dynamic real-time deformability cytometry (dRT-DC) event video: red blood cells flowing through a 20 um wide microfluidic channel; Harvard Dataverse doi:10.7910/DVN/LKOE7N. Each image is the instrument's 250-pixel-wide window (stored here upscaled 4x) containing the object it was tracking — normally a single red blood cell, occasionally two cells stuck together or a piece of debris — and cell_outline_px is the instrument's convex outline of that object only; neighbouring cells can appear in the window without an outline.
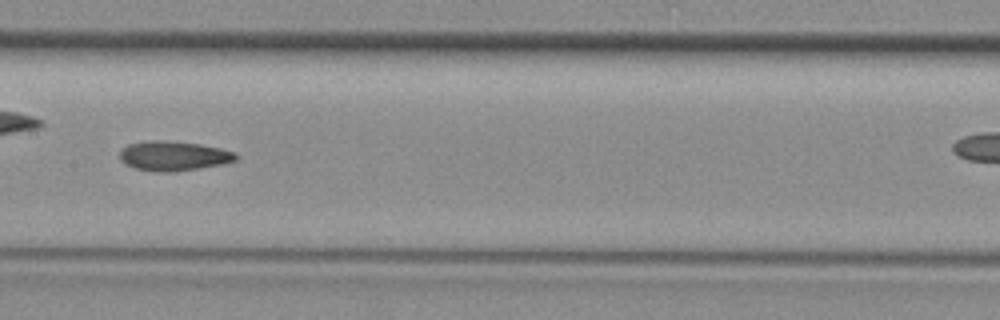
{"species": "common noctule bat (a hibernating species)", "species_latin": "Nyctalus noctula", "temperature_condition": "room temperature", "stored_images_in_passage": 31, "camera_frame_rate_fps": 3000, "um_per_image_px": 0.085, "animal": {"sex": "female", "body_mass_g": 29.2, "forearm_length_mm": 56.3}, "frame": {"image": 1, "passage_image": 14, "time_ms": 4.333, "image_size_px": [1000, 320], "cell_outline_px": [[236, 160], [224, 164], [176, 172], [156, 172], [132, 168], [124, 164], [120, 160], [120, 152], [128, 144], [148, 140], [160, 140], [200, 144], [220, 148], [236, 152]], "centroid_in_image_um": [14.73, 13.27], "position_along_channel_um": 192.7, "area_um2": 20.23}}
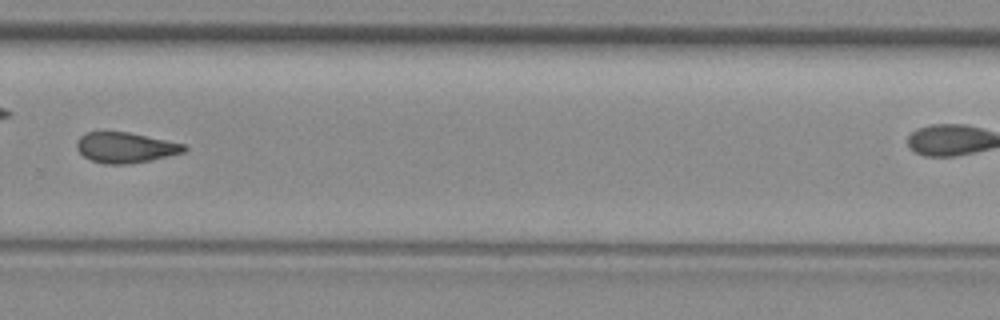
{"frame": {"image": 2, "passage_image": 22, "time_ms": 7.0, "image_size_px": [1000, 320], "cell_outline_px": [[188, 148], [184, 152], [152, 160], [128, 164], [104, 164], [92, 160], [84, 156], [76, 148], [76, 140], [80, 136], [88, 132], [128, 132], [184, 144]], "centroid_in_image_um": [10.65, 12.55], "position_along_channel_um": 319.2, "area_um2": 18.96}}